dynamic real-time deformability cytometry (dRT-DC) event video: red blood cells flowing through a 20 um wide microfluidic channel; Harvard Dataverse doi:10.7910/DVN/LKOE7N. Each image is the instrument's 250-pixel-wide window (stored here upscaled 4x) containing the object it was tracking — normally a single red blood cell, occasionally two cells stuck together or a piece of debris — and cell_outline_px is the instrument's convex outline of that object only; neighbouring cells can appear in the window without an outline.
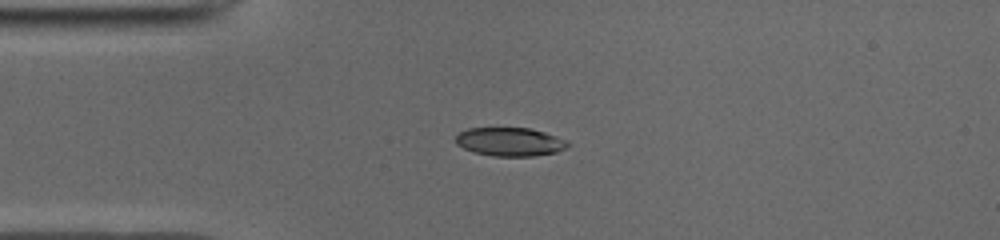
{"species": "common noctule bat (a hibernating species)", "species_latin": "Nyctalus noctula", "temperature_condition": "cold", "stored_images_in_passage": 39, "camera_frame_rate_fps": 3000, "um_per_image_px": 0.085, "animal": {"sex": "male", "body_mass_g": 19.0, "forearm_length_mm": 50.8}, "frame": {"image": 1, "passage_image": 1, "time_ms": 0.0, "image_size_px": [1000, 240], "cell_outline_px": [[572, 144], [556, 152], [532, 156], [492, 156], [476, 152], [464, 148], [456, 144], [456, 136], [460, 132], [468, 128], [528, 128], [544, 132], [568, 140]], "centroid_in_image_um": [43.37, 12.05], "position_along_channel_um": 41.6, "area_um2": 18.55}}
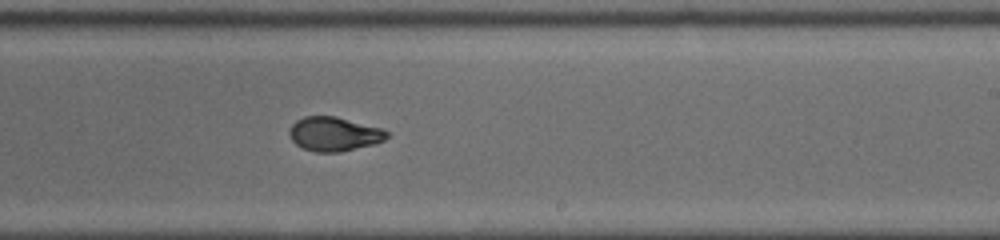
{"frame": {"image": 2, "passage_image": 19, "time_ms": 6.0, "image_size_px": [1000, 240], "cell_outline_px": [[388, 136], [384, 140], [372, 144], [340, 152], [316, 152], [304, 148], [296, 144], [292, 140], [288, 132], [288, 128], [296, 120], [304, 116], [336, 116], [384, 128], [388, 132]], "centroid_in_image_um": [28.39, 11.37], "position_along_channel_um": 260.6, "area_um2": 19.48}}
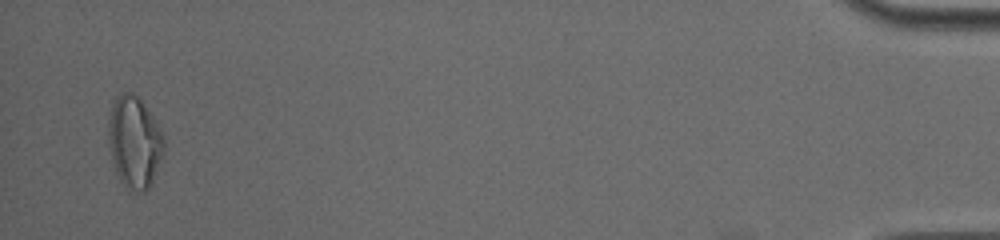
{"frame": {"image": 3, "passage_image": 38, "time_ms": 12.333, "image_size_px": [1000, 240], "cell_outline_px": [[164, 148], [160, 160], [152, 180], [148, 188], [144, 192], [136, 196], [128, 192], [120, 180], [116, 172], [112, 160], [108, 140], [108, 124], [112, 100], [124, 92], [132, 92], [140, 100], [152, 116], [160, 128], [164, 136]], "centroid_in_image_um": [11.4, 12.13], "position_along_channel_um": 423.8, "area_um2": 29.82}, "authors_computed_cell_mechanics": {"area_um2": 19.7098, "velocity_mm_per_s": 3.9536, "shape_relaxation_time_tau1_ms": 3.6964, "shape_relaxation_time_tau2_ms": 1.1301, "deformation_change_tau1": 0.1541, "deformation_change_tau2": 0.0507}}